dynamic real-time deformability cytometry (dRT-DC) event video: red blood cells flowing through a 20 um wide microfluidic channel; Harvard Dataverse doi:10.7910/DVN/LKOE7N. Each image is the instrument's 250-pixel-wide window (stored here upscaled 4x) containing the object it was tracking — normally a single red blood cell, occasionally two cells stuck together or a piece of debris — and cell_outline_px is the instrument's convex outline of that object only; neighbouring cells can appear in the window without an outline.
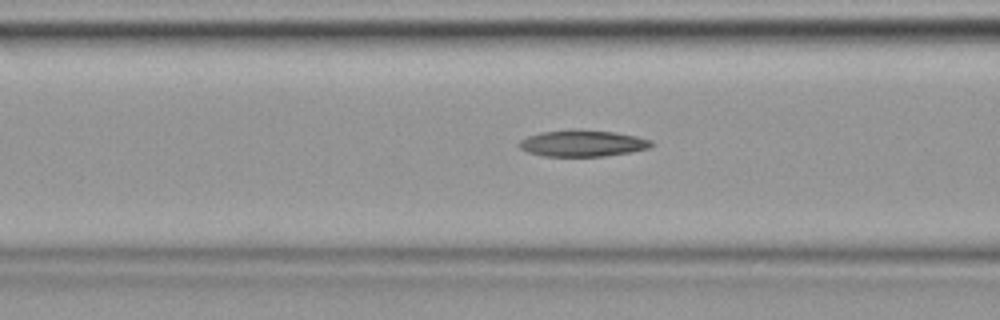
{"species": "common noctule bat (a hibernating species)", "species_latin": "Nyctalus noctula", "temperature_condition": "cold", "stored_images_in_passage": 32, "camera_frame_rate_fps": 3000, "um_per_image_px": 0.085, "animal": {"sex": "female", "body_mass_g": 19.9}, "frame": {"image": 1, "passage_image": 5, "time_ms": 1.333, "image_size_px": [1000, 320], "cell_outline_px": [[656, 144], [648, 148], [632, 152], [604, 156], [540, 156], [528, 152], [520, 148], [516, 144], [520, 140], [528, 136], [540, 132], [612, 132], [636, 136], [652, 140]], "centroid_in_image_um": [49.53, 12.23], "position_along_channel_um": 117.1, "area_um2": 19.65}}
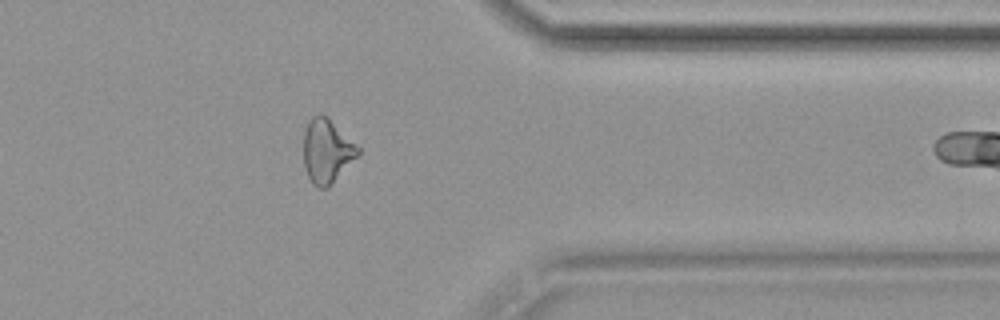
{"frame": {"image": 2, "passage_image": 28, "time_ms": 9.0, "image_size_px": [1000, 320], "cell_outline_px": [[360, 152], [328, 188], [320, 188], [312, 184], [308, 176], [304, 164], [304, 132], [308, 120], [316, 112], [320, 112], [360, 148]], "centroid_in_image_um": [27.74, 12.84], "position_along_channel_um": 383.7, "area_um2": 19.88}, "authors_computed_cell_mechanics": {"area_um2": 19.7098, "velocity_mm_per_s": 3.6249, "shape_relaxation_time_tau1_ms": null, "shape_relaxation_time_tau2_ms": 6.9342, "deformation_change_tau1": null, "deformation_change_tau2": 0.1861}}